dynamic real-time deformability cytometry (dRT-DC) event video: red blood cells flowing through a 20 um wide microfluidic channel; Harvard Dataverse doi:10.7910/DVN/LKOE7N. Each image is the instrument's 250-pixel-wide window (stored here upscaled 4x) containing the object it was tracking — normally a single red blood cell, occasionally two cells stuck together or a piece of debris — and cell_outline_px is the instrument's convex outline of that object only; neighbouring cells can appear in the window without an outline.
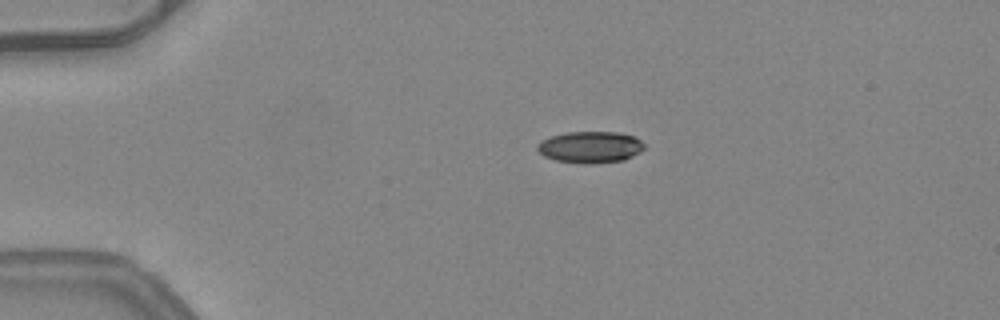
{"species": "common noctule bat (a hibernating species)", "species_latin": "Nyctalus noctula", "temperature_condition": "warm", "stored_images_in_passage": 7, "camera_frame_rate_fps": 3000, "um_per_image_px": 0.085, "animal": {"sex": "female", "body_mass_g": 24.6, "forearm_length_mm": 56.2}, "frame": {"image": 1, "passage_image": 1, "time_ms": 0.0, "image_size_px": [1000, 320], "cell_outline_px": [[644, 148], [640, 152], [624, 160], [556, 160], [544, 156], [536, 148], [536, 144], [552, 136], [568, 132], [616, 132], [636, 136], [644, 144]], "centroid_in_image_um": [50.2, 12.44], "position_along_channel_um": 34.8, "area_um2": 18.55}}